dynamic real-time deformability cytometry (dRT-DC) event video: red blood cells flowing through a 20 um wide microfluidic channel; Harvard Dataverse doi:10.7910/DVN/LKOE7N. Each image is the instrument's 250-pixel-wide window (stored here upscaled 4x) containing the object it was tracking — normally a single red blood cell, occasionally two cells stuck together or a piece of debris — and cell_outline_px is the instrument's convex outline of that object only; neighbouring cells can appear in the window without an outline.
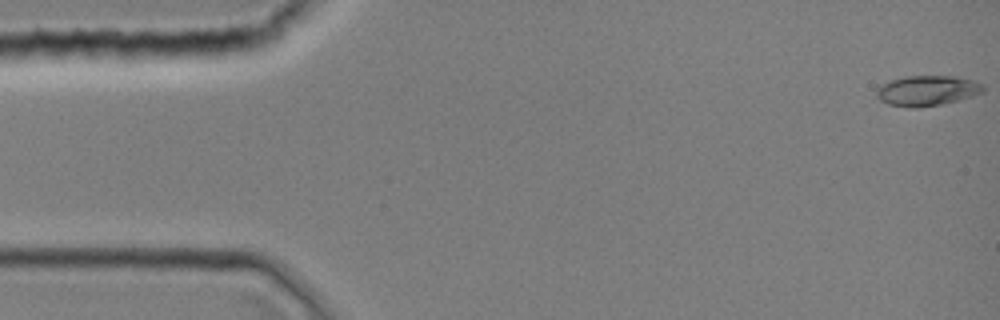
{"species": "common noctule bat (a hibernating species)", "species_latin": "Nyctalus noctula", "temperature_condition": "room temperature", "stored_images_in_passage": 1, "camera_frame_rate_fps": 3000, "um_per_image_px": 0.085, "animal": {"sex": "female", "body_mass_g": 19.0, "forearm_length_mm": 51.5}, "frame": {"image": 1, "passage_image": 1, "time_ms": 0.0, "image_size_px": [1000, 320], "cell_outline_px": [[984, 92], [972, 96], [944, 104], [916, 108], [912, 108], [888, 104], [880, 100], [876, 96], [876, 88], [880, 84], [904, 76], [956, 76], [972, 80], [984, 84]], "centroid_in_image_um": [78.8, 7.7], "position_along_channel_um": 6.2, "area_um2": 19.02}}